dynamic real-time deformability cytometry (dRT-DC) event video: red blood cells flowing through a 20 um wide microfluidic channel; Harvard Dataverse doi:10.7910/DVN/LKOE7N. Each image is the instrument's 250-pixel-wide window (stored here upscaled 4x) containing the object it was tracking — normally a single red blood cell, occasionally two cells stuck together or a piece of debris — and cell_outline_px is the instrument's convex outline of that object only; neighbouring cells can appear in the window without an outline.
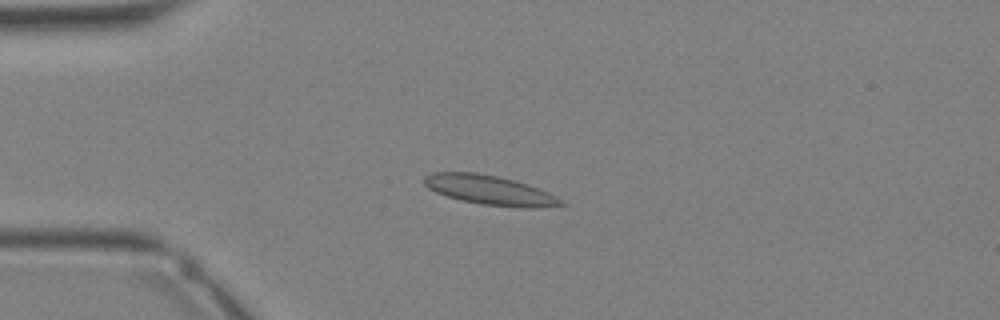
{"species": "Egyptian fruit bat (a non-hibernating species)", "species_latin": "Rousettus aegyptiacus", "temperature_condition": "warm", "stored_images_in_passage": 35, "camera_frame_rate_fps": 3000, "um_per_image_px": 0.085, "animal": {"sex": "female"}, "frame": {"image": 1, "passage_image": 9, "time_ms": 2.667, "image_size_px": [1000, 320], "cell_outline_px": [[568, 204], [536, 208], [528, 208], [480, 204], [460, 200], [436, 192], [428, 188], [424, 184], [424, 176], [432, 172], [476, 172], [500, 176], [516, 180], [528, 184], [548, 192]], "centroid_in_image_um": [41.63, 16.15], "position_along_channel_um": 43.4, "area_um2": 23.58}}
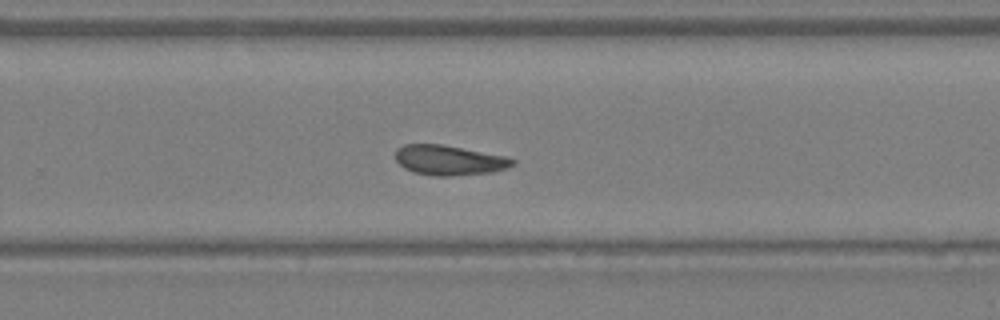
{"frame": {"image": 2, "passage_image": 23, "time_ms": 7.333, "image_size_px": [1000, 320], "cell_outline_px": [[516, 164], [508, 168], [492, 172], [452, 176], [436, 176], [412, 172], [404, 168], [396, 160], [396, 148], [404, 144], [444, 144], [508, 156], [516, 160]], "centroid_in_image_um": [38.22, 13.61], "position_along_channel_um": 291.6, "area_um2": 20.81}}
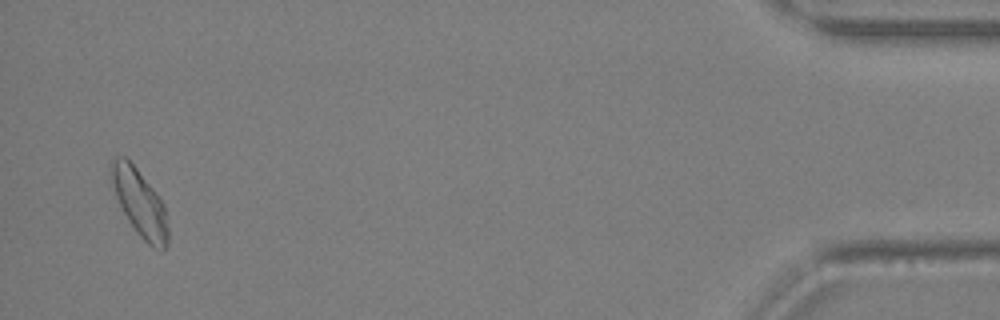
{"frame": {"image": 3, "passage_image": 34, "time_ms": 11.0, "image_size_px": [1000, 320], "cell_outline_px": [[168, 244], [160, 252], [152, 248], [140, 236], [128, 220], [116, 196], [112, 184], [112, 160], [116, 156], [124, 156], [136, 168], [152, 188], [164, 204], [168, 228]], "centroid_in_image_um": [11.91, 17.3], "position_along_channel_um": 423.3, "area_um2": 21.62}}